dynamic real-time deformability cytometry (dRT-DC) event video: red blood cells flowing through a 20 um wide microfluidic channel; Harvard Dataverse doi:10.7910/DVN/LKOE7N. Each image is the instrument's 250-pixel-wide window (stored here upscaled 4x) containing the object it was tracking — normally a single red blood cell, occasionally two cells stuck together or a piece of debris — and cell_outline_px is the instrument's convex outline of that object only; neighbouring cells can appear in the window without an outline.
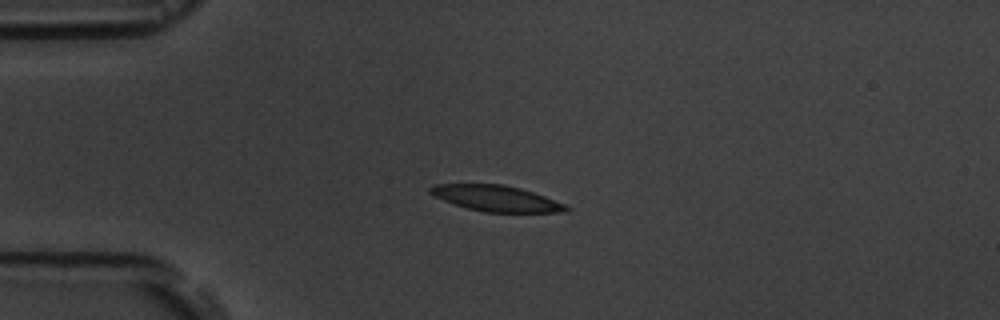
{"species": "common noctule bat (a hibernating species)", "species_latin": "Nyctalus noctula", "temperature_condition": "room temperature", "stored_images_in_passage": 3, "camera_frame_rate_fps": 3000, "um_per_image_px": 0.085, "animal": {"sex": "male", "body_mass_g": 19.5, "forearm_length_mm": 54.6}, "frame": {"image": 1, "passage_image": 3, "time_ms": 2.333, "image_size_px": [1000, 320], "cell_outline_px": [[572, 208], [568, 212], [484, 212], [468, 208], [444, 200], [428, 192], [428, 188], [436, 184], [504, 184], [520, 188], [544, 196], [564, 204]], "centroid_in_image_um": [42.2, 16.86], "position_along_channel_um": 42.8, "area_um2": 20.29}}